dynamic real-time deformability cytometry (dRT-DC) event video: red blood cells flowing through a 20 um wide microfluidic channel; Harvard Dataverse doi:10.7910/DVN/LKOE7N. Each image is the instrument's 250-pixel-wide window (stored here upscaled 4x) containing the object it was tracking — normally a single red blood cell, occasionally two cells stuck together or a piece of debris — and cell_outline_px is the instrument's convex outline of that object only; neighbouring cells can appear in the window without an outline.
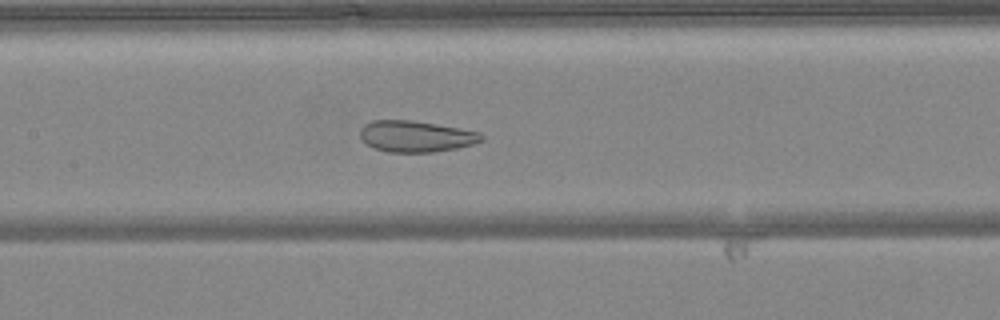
{"species": "common noctule bat (a hibernating species)", "species_latin": "Nyctalus noctula", "temperature_condition": "warm", "stored_images_in_passage": 37, "camera_frame_rate_fps": 3000, "um_per_image_px": 0.085, "animal": {"sex": "female", "body_mass_g": 24.6, "forearm_length_mm": 56.2}, "frame": {"image": 1, "passage_image": 14, "time_ms": 4.333, "image_size_px": [1000, 320], "cell_outline_px": [[484, 140], [472, 144], [456, 148], [432, 152], [388, 152], [372, 148], [360, 136], [360, 128], [364, 124], [372, 120], [412, 120], [436, 124], [480, 132], [484, 136]], "centroid_in_image_um": [35.34, 11.58], "position_along_channel_um": 172.1, "area_um2": 22.08}}
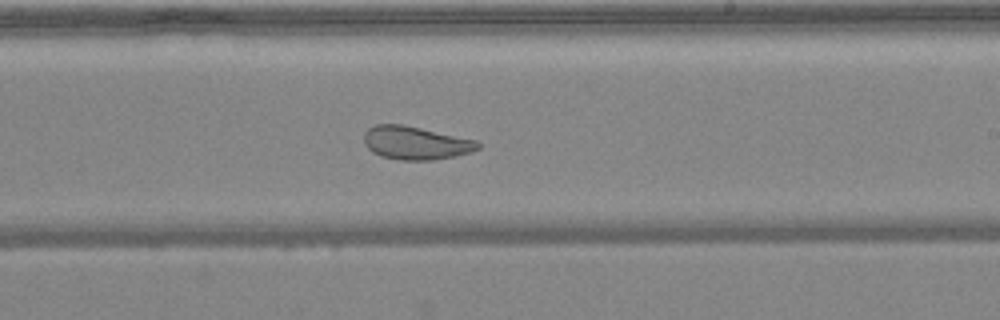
{"frame": {"image": 2, "passage_image": 20, "time_ms": 6.333, "image_size_px": [1000, 320], "cell_outline_px": [[480, 148], [472, 152], [456, 156], [432, 160], [400, 160], [380, 156], [372, 152], [364, 144], [364, 132], [368, 128], [376, 124], [400, 124], [420, 128], [476, 140], [480, 144]], "centroid_in_image_um": [35.31, 12.16], "position_along_channel_um": 253.7, "area_um2": 22.08}}
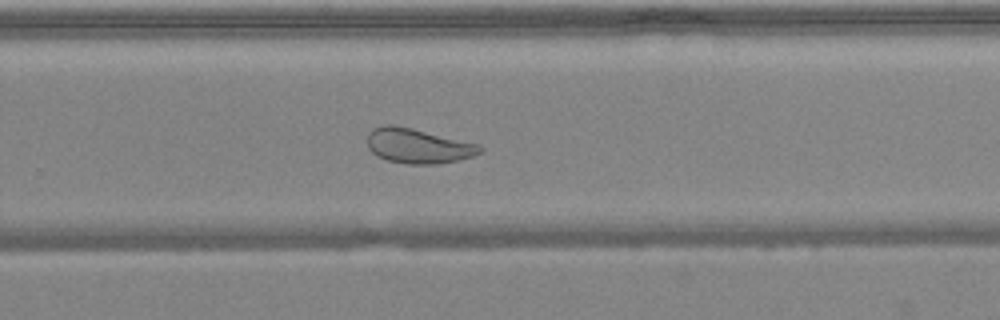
{"frame": {"image": 3, "passage_image": 23, "time_ms": 7.333, "image_size_px": [1000, 320], "cell_outline_px": [[484, 148], [480, 152], [472, 156], [460, 160], [436, 164], [408, 164], [388, 160], [376, 156], [368, 148], [368, 132], [372, 128], [384, 124], [392, 124], [412, 128], [480, 144]], "centroid_in_image_um": [35.52, 12.39], "position_along_channel_um": 294.3, "area_um2": 23.0}, "authors_computed_cell_mechanics": {"area_um2": 24.3338, "velocity_mm_per_s": 4.0973, "shape_relaxation_time_tau1_ms": null, "shape_relaxation_time_tau2_ms": 1.5095, "deformation_change_tau1": null, "deformation_change_tau2": 0.0763}}